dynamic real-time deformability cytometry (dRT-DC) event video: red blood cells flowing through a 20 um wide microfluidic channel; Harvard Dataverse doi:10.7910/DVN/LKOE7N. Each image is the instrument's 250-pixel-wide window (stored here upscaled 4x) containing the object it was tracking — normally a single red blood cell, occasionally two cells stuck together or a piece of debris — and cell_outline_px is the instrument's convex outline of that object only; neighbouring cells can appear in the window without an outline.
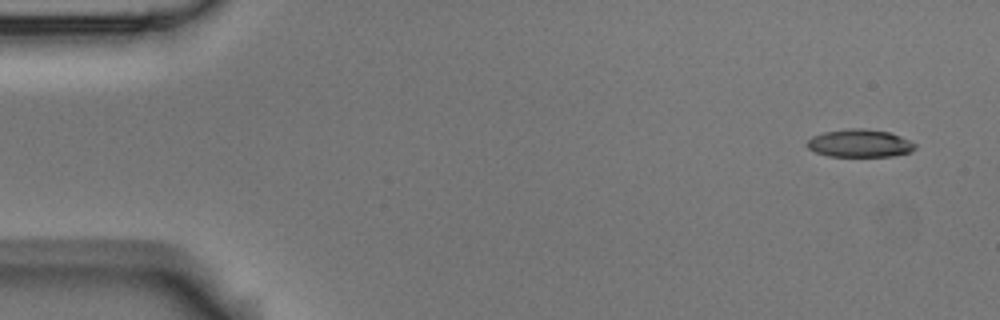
{"species": "Egyptian fruit bat (a non-hibernating species)", "species_latin": "Rousettus aegyptiacus", "temperature_condition": "room temperature", "stored_images_in_passage": 4, "camera_frame_rate_fps": 3000, "um_per_image_px": 0.085, "animal": {"sex": "male"}, "frame": {"image": 1, "passage_image": 1, "time_ms": 0.0, "image_size_px": [1000, 320], "cell_outline_px": [[916, 148], [912, 152], [892, 156], [828, 156], [816, 152], [808, 148], [808, 140], [812, 136], [824, 132], [848, 128], [864, 128], [888, 132], [900, 136], [916, 144]], "centroid_in_image_um": [73.09, 12.18], "position_along_channel_um": 11.9, "area_um2": 17.46}}